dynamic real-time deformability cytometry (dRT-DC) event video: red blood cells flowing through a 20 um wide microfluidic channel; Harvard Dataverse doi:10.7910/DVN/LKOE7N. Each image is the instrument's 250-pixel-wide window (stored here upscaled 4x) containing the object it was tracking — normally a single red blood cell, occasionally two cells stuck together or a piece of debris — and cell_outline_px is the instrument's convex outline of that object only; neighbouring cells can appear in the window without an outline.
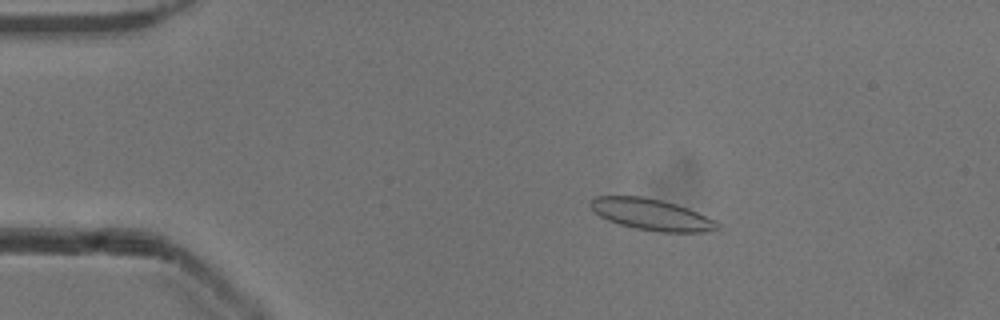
{"species": "common noctule bat (a hibernating species)", "species_latin": "Nyctalus noctula", "temperature_condition": "cold", "stored_images_in_passage": 53, "camera_frame_rate_fps": 3000, "um_per_image_px": 0.085, "animal": {"sex": "male", "body_mass_g": 13.3}, "frame": {"image": 1, "passage_image": 10, "time_ms": 3.0, "image_size_px": [1000, 320], "cell_outline_px": [[720, 232], [656, 232], [636, 228], [620, 224], [608, 220], [600, 216], [588, 204], [596, 196], [644, 196], [676, 204], [688, 208], [716, 220], [720, 224]], "centroid_in_image_um": [55.46, 18.25], "position_along_channel_um": 29.5, "area_um2": 23.35}}
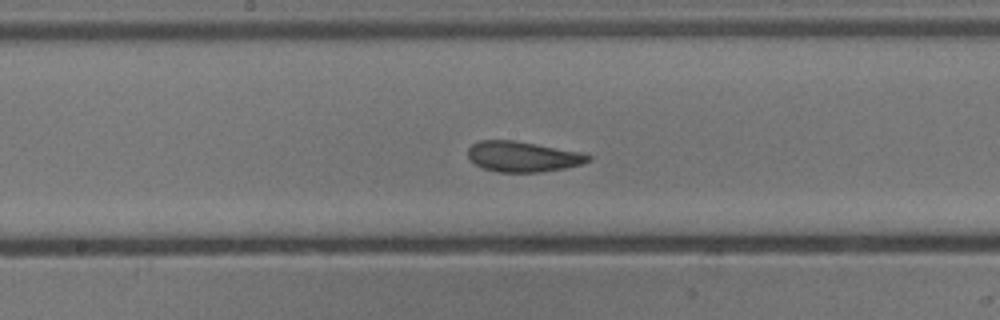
{"frame": {"image": 2, "passage_image": 28, "time_ms": 9.0, "image_size_px": [1000, 320], "cell_outline_px": [[592, 160], [584, 164], [564, 168], [540, 172], [496, 172], [484, 168], [476, 164], [468, 156], [468, 148], [472, 144], [480, 140], [516, 140], [580, 152], [592, 156]], "centroid_in_image_um": [44.46, 13.31], "position_along_channel_um": 203.7, "area_um2": 21.39}}
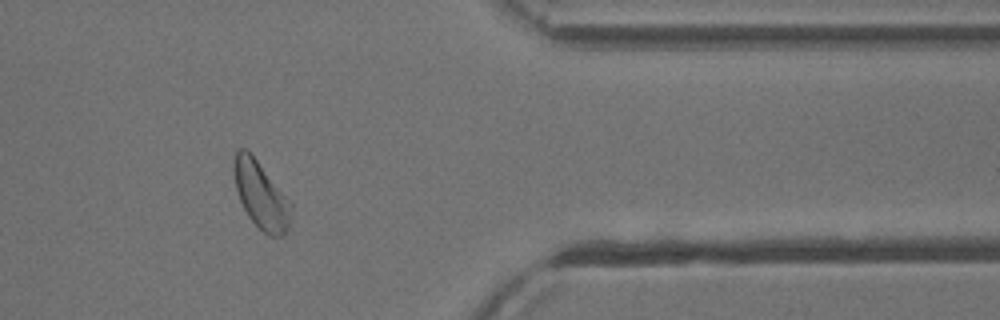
{"frame": {"image": 3, "passage_image": 44, "time_ms": 14.333, "image_size_px": [1000, 320], "cell_outline_px": [[292, 208], [288, 228], [284, 236], [268, 236], [248, 216], [240, 200], [236, 188], [232, 172], [232, 164], [236, 148], [244, 148], [256, 160], [292, 204]], "centroid_in_image_um": [22.15, 16.59], "position_along_channel_um": 389.3, "area_um2": 22.02}, "authors_computed_cell_mechanics": {"area_um2": 22.6576, "velocity_mm_per_s": 3.8694, "shape_relaxation_time_tau1_ms": 4.0854, "shape_relaxation_time_tau2_ms": 1.8752, "deformation_change_tau1": 0.1, "deformation_change_tau2": 0.0898}}